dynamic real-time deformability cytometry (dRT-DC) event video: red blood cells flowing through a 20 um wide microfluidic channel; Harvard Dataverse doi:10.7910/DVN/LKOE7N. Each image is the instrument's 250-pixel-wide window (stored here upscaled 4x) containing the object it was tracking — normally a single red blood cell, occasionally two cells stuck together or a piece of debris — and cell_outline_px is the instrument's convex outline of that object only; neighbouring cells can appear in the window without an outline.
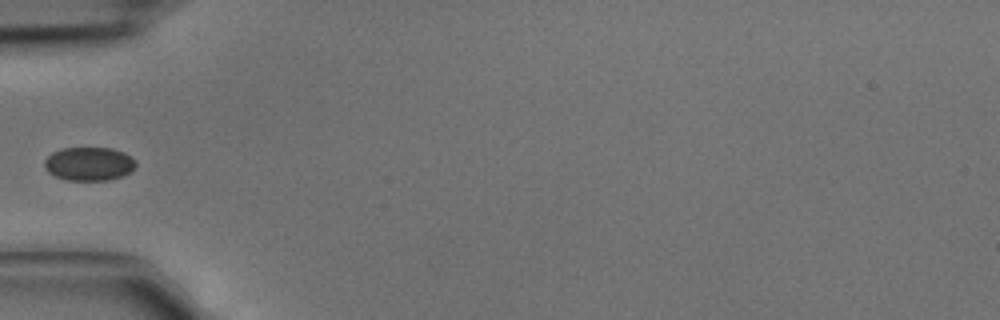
{"species": "common noctule bat (a hibernating species)", "species_latin": "Nyctalus noctula", "temperature_condition": "cold", "stored_images_in_passage": 4, "camera_frame_rate_fps": 3000, "um_per_image_px": 0.085, "animal": {"sex": "male", "body_mass_g": 15.6}, "frame": {"image": 1, "passage_image": 4, "time_ms": 1.0, "image_size_px": [1000, 320], "cell_outline_px": [[136, 164], [124, 176], [108, 180], [64, 180], [48, 172], [44, 168], [44, 160], [52, 152], [60, 148], [112, 148], [124, 152], [136, 160]], "centroid_in_image_um": [7.54, 13.92], "position_along_channel_um": 77.5, "area_um2": 17.98}}